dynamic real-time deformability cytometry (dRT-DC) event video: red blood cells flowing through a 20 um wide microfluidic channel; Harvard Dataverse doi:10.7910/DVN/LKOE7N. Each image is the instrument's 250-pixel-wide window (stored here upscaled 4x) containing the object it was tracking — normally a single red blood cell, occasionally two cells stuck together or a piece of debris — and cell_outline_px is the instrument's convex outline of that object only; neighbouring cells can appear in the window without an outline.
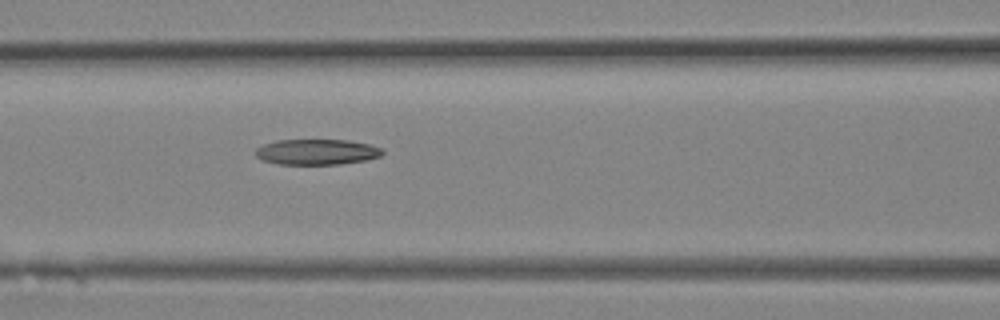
{"species": "Egyptian fruit bat (a non-hibernating species)", "species_latin": "Rousettus aegyptiacus", "temperature_condition": "room temperature", "stored_images_in_passage": 12, "camera_frame_rate_fps": 3000, "um_per_image_px": 0.085, "animal": {"sex": "female"}, "frame": {"image": 1, "passage_image": 12, "time_ms": 3.667, "image_size_px": [1000, 320], "cell_outline_px": [[384, 152], [380, 156], [368, 160], [340, 164], [276, 164], [264, 160], [256, 156], [256, 148], [264, 144], [276, 140], [348, 140], [368, 144], [380, 148]], "centroid_in_image_um": [26.93, 12.91], "position_along_channel_um": 139.7, "area_um2": 18.84}}